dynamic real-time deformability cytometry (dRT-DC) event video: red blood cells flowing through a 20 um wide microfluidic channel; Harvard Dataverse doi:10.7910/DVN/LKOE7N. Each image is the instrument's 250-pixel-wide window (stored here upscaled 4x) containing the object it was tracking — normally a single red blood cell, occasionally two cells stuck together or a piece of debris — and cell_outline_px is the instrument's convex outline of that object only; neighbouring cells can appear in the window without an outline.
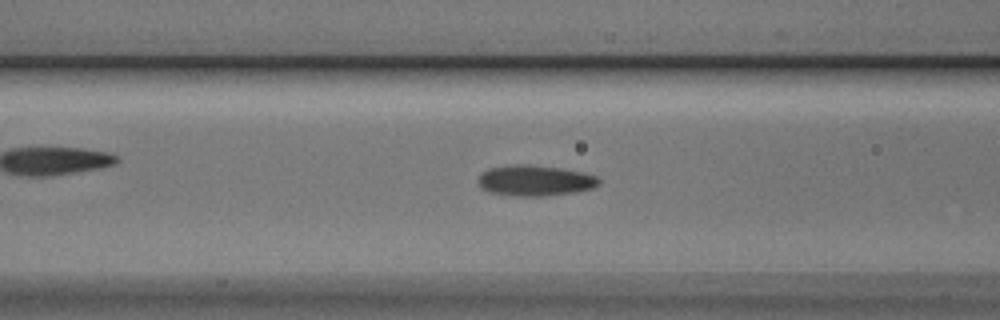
{"species": "Egyptian fruit bat (a non-hibernating species)", "species_latin": "Rousettus aegyptiacus", "temperature_condition": "cold", "stored_images_in_passage": 43, "camera_frame_rate_fps": 3000, "um_per_image_px": 0.085, "animal": {"sex": "male"}, "frame": {"image": 1, "passage_image": 15, "time_ms": 4.667, "image_size_px": [1000, 320], "cell_outline_px": [[600, 184], [592, 188], [576, 192], [544, 196], [516, 196], [488, 192], [476, 180], [488, 168], [512, 164], [528, 164], [560, 168], [580, 172], [596, 176], [600, 180]], "centroid_in_image_um": [45.47, 15.34], "position_along_channel_um": 121.1, "area_um2": 21.56}}
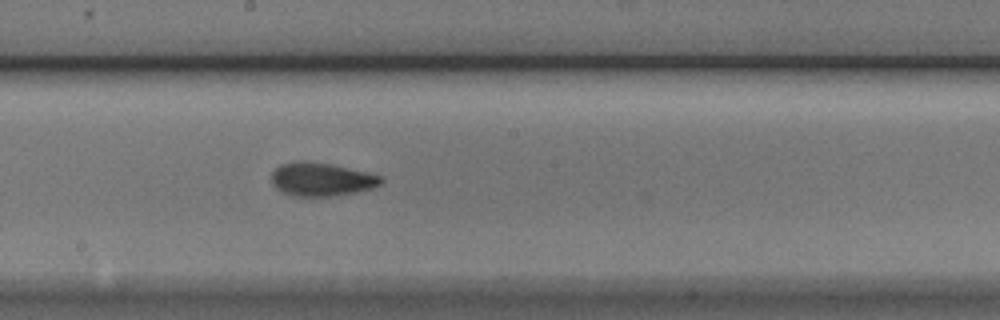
{"frame": {"image": 2, "passage_image": 23, "time_ms": 7.333, "image_size_px": [1000, 320], "cell_outline_px": [[384, 180], [380, 184], [372, 188], [356, 192], [332, 196], [292, 196], [276, 188], [272, 184], [272, 172], [280, 164], [300, 160], [304, 160], [328, 164], [368, 172], [384, 176]], "centroid_in_image_um": [27.33, 15.24], "position_along_channel_um": 220.9, "area_um2": 21.33}}
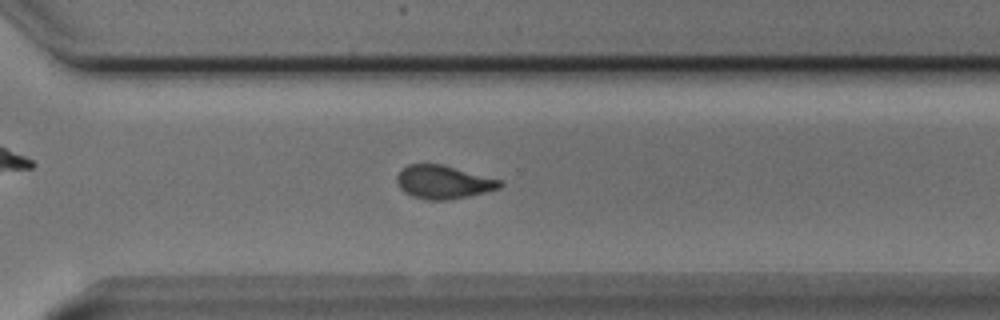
{"frame": {"image": 3, "passage_image": 32, "time_ms": 10.333, "image_size_px": [1000, 320], "cell_outline_px": [[504, 184], [500, 188], [468, 196], [448, 200], [428, 200], [412, 196], [404, 192], [400, 188], [396, 180], [396, 176], [408, 164], [444, 164], [500, 180]], "centroid_in_image_um": [37.68, 15.47], "position_along_channel_um": 332.9, "area_um2": 19.94}, "authors_computed_cell_mechanics": {"area_um2": 20.6924, "velocity_mm_per_s": 3.7454, "shape_relaxation_time_tau1_ms": 3.346, "shape_relaxation_time_tau2_ms": 1.0514, "deformation_change_tau1": 0.1112, "deformation_change_tau2": 0.0628}}